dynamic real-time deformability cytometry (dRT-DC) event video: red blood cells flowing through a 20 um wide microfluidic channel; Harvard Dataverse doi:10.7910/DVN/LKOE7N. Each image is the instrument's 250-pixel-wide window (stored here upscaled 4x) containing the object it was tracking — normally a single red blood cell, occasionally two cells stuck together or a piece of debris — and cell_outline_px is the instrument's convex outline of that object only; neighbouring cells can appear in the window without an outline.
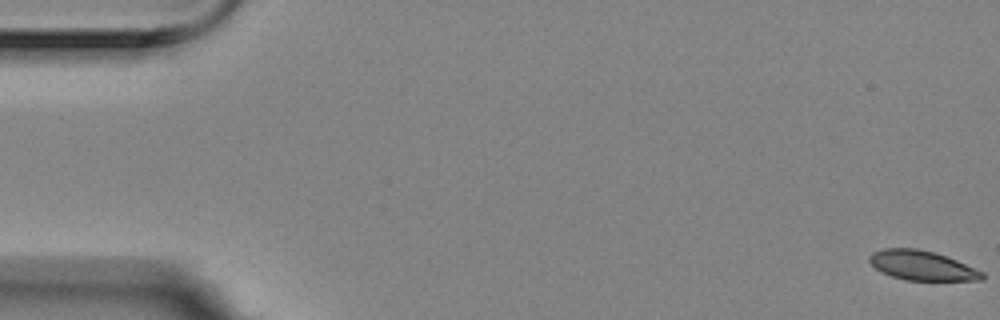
{"species": "Egyptian fruit bat (a non-hibernating species)", "species_latin": "Rousettus aegyptiacus", "temperature_condition": "room temperature", "stored_images_in_passage": 5, "camera_frame_rate_fps": 3000, "um_per_image_px": 0.085, "animal": {"sex": "female"}, "frame": {"image": 1, "passage_image": 1, "time_ms": 0.0, "image_size_px": [1000, 320], "cell_outline_px": [[984, 280], [904, 280], [892, 276], [876, 268], [868, 260], [868, 256], [872, 252], [884, 248], [916, 248], [932, 252], [956, 260], [984, 272]], "centroid_in_image_um": [78.36, 22.56], "position_along_channel_um": 6.6, "area_um2": 19.19}}